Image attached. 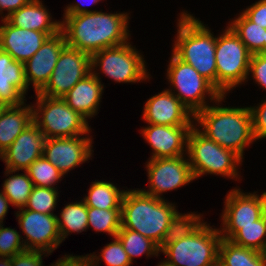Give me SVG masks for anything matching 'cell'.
<instances>
[{"instance_id":"1","label":"cell","mask_w":266,"mask_h":266,"mask_svg":"<svg viewBox=\"0 0 266 266\" xmlns=\"http://www.w3.org/2000/svg\"><path fill=\"white\" fill-rule=\"evenodd\" d=\"M129 14L104 13L92 10L79 15H67L61 21L66 44L90 56L105 48L123 45L130 38Z\"/></svg>"},{"instance_id":"2","label":"cell","mask_w":266,"mask_h":266,"mask_svg":"<svg viewBox=\"0 0 266 266\" xmlns=\"http://www.w3.org/2000/svg\"><path fill=\"white\" fill-rule=\"evenodd\" d=\"M224 97L226 95L215 101L218 106L209 105L197 112L194 115V126H198V130L207 138L234 151L243 159L245 147L256 141L250 108L223 107L219 103L225 100Z\"/></svg>"},{"instance_id":"3","label":"cell","mask_w":266,"mask_h":266,"mask_svg":"<svg viewBox=\"0 0 266 266\" xmlns=\"http://www.w3.org/2000/svg\"><path fill=\"white\" fill-rule=\"evenodd\" d=\"M177 212L176 205L164 198L128 189L121 203V227L140 233L159 246Z\"/></svg>"},{"instance_id":"4","label":"cell","mask_w":266,"mask_h":266,"mask_svg":"<svg viewBox=\"0 0 266 266\" xmlns=\"http://www.w3.org/2000/svg\"><path fill=\"white\" fill-rule=\"evenodd\" d=\"M177 27L172 53L217 88L216 36L187 11L181 13Z\"/></svg>"},{"instance_id":"5","label":"cell","mask_w":266,"mask_h":266,"mask_svg":"<svg viewBox=\"0 0 266 266\" xmlns=\"http://www.w3.org/2000/svg\"><path fill=\"white\" fill-rule=\"evenodd\" d=\"M186 148V156L195 179L204 174L240 179L238 166L242 164V158L207 138L194 125L189 132Z\"/></svg>"},{"instance_id":"6","label":"cell","mask_w":266,"mask_h":266,"mask_svg":"<svg viewBox=\"0 0 266 266\" xmlns=\"http://www.w3.org/2000/svg\"><path fill=\"white\" fill-rule=\"evenodd\" d=\"M220 229L204 222L188 237L165 246V261L172 266H218Z\"/></svg>"},{"instance_id":"7","label":"cell","mask_w":266,"mask_h":266,"mask_svg":"<svg viewBox=\"0 0 266 266\" xmlns=\"http://www.w3.org/2000/svg\"><path fill=\"white\" fill-rule=\"evenodd\" d=\"M36 96L35 106L32 105L33 122L46 139L89 135L91 128L87 119L74 111L62 98L46 97L39 92Z\"/></svg>"},{"instance_id":"8","label":"cell","mask_w":266,"mask_h":266,"mask_svg":"<svg viewBox=\"0 0 266 266\" xmlns=\"http://www.w3.org/2000/svg\"><path fill=\"white\" fill-rule=\"evenodd\" d=\"M251 55L229 26L216 38L217 89L222 95L248 81Z\"/></svg>"},{"instance_id":"9","label":"cell","mask_w":266,"mask_h":266,"mask_svg":"<svg viewBox=\"0 0 266 266\" xmlns=\"http://www.w3.org/2000/svg\"><path fill=\"white\" fill-rule=\"evenodd\" d=\"M166 76L170 86L175 89L172 93L194 115L209 106L208 101H206L207 95L212 102L223 96L210 81L201 76L191 65L177 58L173 53Z\"/></svg>"},{"instance_id":"10","label":"cell","mask_w":266,"mask_h":266,"mask_svg":"<svg viewBox=\"0 0 266 266\" xmlns=\"http://www.w3.org/2000/svg\"><path fill=\"white\" fill-rule=\"evenodd\" d=\"M91 70L101 69L103 74L118 83H136L149 78L146 62L137 49L127 43L105 48L91 56Z\"/></svg>"},{"instance_id":"11","label":"cell","mask_w":266,"mask_h":266,"mask_svg":"<svg viewBox=\"0 0 266 266\" xmlns=\"http://www.w3.org/2000/svg\"><path fill=\"white\" fill-rule=\"evenodd\" d=\"M90 73V55L66 45L58 57L49 82L39 93L46 97L62 98Z\"/></svg>"},{"instance_id":"12","label":"cell","mask_w":266,"mask_h":266,"mask_svg":"<svg viewBox=\"0 0 266 266\" xmlns=\"http://www.w3.org/2000/svg\"><path fill=\"white\" fill-rule=\"evenodd\" d=\"M185 155L149 159L146 164L149 189H141L147 195L163 199L162 193L176 190L195 180Z\"/></svg>"},{"instance_id":"13","label":"cell","mask_w":266,"mask_h":266,"mask_svg":"<svg viewBox=\"0 0 266 266\" xmlns=\"http://www.w3.org/2000/svg\"><path fill=\"white\" fill-rule=\"evenodd\" d=\"M16 219L26 240V250H38L51 254L62 243L57 215L34 212L25 208L18 209Z\"/></svg>"},{"instance_id":"14","label":"cell","mask_w":266,"mask_h":266,"mask_svg":"<svg viewBox=\"0 0 266 266\" xmlns=\"http://www.w3.org/2000/svg\"><path fill=\"white\" fill-rule=\"evenodd\" d=\"M81 136L48 138L45 141L43 156L63 175L92 157L93 139Z\"/></svg>"},{"instance_id":"15","label":"cell","mask_w":266,"mask_h":266,"mask_svg":"<svg viewBox=\"0 0 266 266\" xmlns=\"http://www.w3.org/2000/svg\"><path fill=\"white\" fill-rule=\"evenodd\" d=\"M171 89L150 97L143 108V120L148 124L193 126L194 114L172 93Z\"/></svg>"},{"instance_id":"16","label":"cell","mask_w":266,"mask_h":266,"mask_svg":"<svg viewBox=\"0 0 266 266\" xmlns=\"http://www.w3.org/2000/svg\"><path fill=\"white\" fill-rule=\"evenodd\" d=\"M62 32L49 37L41 48L24 63V72L28 87L32 83L34 92H40L49 82L58 57L66 46Z\"/></svg>"},{"instance_id":"17","label":"cell","mask_w":266,"mask_h":266,"mask_svg":"<svg viewBox=\"0 0 266 266\" xmlns=\"http://www.w3.org/2000/svg\"><path fill=\"white\" fill-rule=\"evenodd\" d=\"M222 211L221 225H248L254 224L266 213V192L262 195L244 193L234 188L227 194Z\"/></svg>"},{"instance_id":"18","label":"cell","mask_w":266,"mask_h":266,"mask_svg":"<svg viewBox=\"0 0 266 266\" xmlns=\"http://www.w3.org/2000/svg\"><path fill=\"white\" fill-rule=\"evenodd\" d=\"M192 127L148 124L142 128L141 134L153 150L150 159L186 155L187 148L184 147H187Z\"/></svg>"},{"instance_id":"19","label":"cell","mask_w":266,"mask_h":266,"mask_svg":"<svg viewBox=\"0 0 266 266\" xmlns=\"http://www.w3.org/2000/svg\"><path fill=\"white\" fill-rule=\"evenodd\" d=\"M0 25V50L9 53L14 60L25 63L51 36L58 33H44L14 27L6 19Z\"/></svg>"},{"instance_id":"20","label":"cell","mask_w":266,"mask_h":266,"mask_svg":"<svg viewBox=\"0 0 266 266\" xmlns=\"http://www.w3.org/2000/svg\"><path fill=\"white\" fill-rule=\"evenodd\" d=\"M46 137L33 122L1 154L6 169L26 171L30 164L43 155Z\"/></svg>"},{"instance_id":"21","label":"cell","mask_w":266,"mask_h":266,"mask_svg":"<svg viewBox=\"0 0 266 266\" xmlns=\"http://www.w3.org/2000/svg\"><path fill=\"white\" fill-rule=\"evenodd\" d=\"M100 73L91 70L85 78L77 82L62 99L76 112L87 120L94 117L102 99L104 85Z\"/></svg>"},{"instance_id":"22","label":"cell","mask_w":266,"mask_h":266,"mask_svg":"<svg viewBox=\"0 0 266 266\" xmlns=\"http://www.w3.org/2000/svg\"><path fill=\"white\" fill-rule=\"evenodd\" d=\"M24 63L0 50V102L9 105H20L25 101L28 92Z\"/></svg>"},{"instance_id":"23","label":"cell","mask_w":266,"mask_h":266,"mask_svg":"<svg viewBox=\"0 0 266 266\" xmlns=\"http://www.w3.org/2000/svg\"><path fill=\"white\" fill-rule=\"evenodd\" d=\"M50 12L40 0H31L27 5L14 11L6 20L14 27L44 33L61 32V21H52Z\"/></svg>"},{"instance_id":"24","label":"cell","mask_w":266,"mask_h":266,"mask_svg":"<svg viewBox=\"0 0 266 266\" xmlns=\"http://www.w3.org/2000/svg\"><path fill=\"white\" fill-rule=\"evenodd\" d=\"M25 105V106H24ZM25 102L6 106L0 115V153L2 154L33 123V107Z\"/></svg>"},{"instance_id":"25","label":"cell","mask_w":266,"mask_h":266,"mask_svg":"<svg viewBox=\"0 0 266 266\" xmlns=\"http://www.w3.org/2000/svg\"><path fill=\"white\" fill-rule=\"evenodd\" d=\"M222 238L232 243L266 253V213L254 224L222 225Z\"/></svg>"},{"instance_id":"26","label":"cell","mask_w":266,"mask_h":266,"mask_svg":"<svg viewBox=\"0 0 266 266\" xmlns=\"http://www.w3.org/2000/svg\"><path fill=\"white\" fill-rule=\"evenodd\" d=\"M218 266H266V253L236 245L222 238Z\"/></svg>"},{"instance_id":"27","label":"cell","mask_w":266,"mask_h":266,"mask_svg":"<svg viewBox=\"0 0 266 266\" xmlns=\"http://www.w3.org/2000/svg\"><path fill=\"white\" fill-rule=\"evenodd\" d=\"M88 195L82 200L87 207L97 209H121V203L126 190H120L112 182H92Z\"/></svg>"},{"instance_id":"28","label":"cell","mask_w":266,"mask_h":266,"mask_svg":"<svg viewBox=\"0 0 266 266\" xmlns=\"http://www.w3.org/2000/svg\"><path fill=\"white\" fill-rule=\"evenodd\" d=\"M228 26L245 44L251 54L264 53L266 29L250 21L242 12Z\"/></svg>"},{"instance_id":"29","label":"cell","mask_w":266,"mask_h":266,"mask_svg":"<svg viewBox=\"0 0 266 266\" xmlns=\"http://www.w3.org/2000/svg\"><path fill=\"white\" fill-rule=\"evenodd\" d=\"M58 229L63 242L70 233H82L88 229L87 206L83 200L68 203L57 216Z\"/></svg>"},{"instance_id":"30","label":"cell","mask_w":266,"mask_h":266,"mask_svg":"<svg viewBox=\"0 0 266 266\" xmlns=\"http://www.w3.org/2000/svg\"><path fill=\"white\" fill-rule=\"evenodd\" d=\"M15 172L17 171L6 169L5 176L12 175L5 179L4 184H2V192L9 199L12 206L20 209L26 206L34 185L27 171L16 175Z\"/></svg>"},{"instance_id":"31","label":"cell","mask_w":266,"mask_h":266,"mask_svg":"<svg viewBox=\"0 0 266 266\" xmlns=\"http://www.w3.org/2000/svg\"><path fill=\"white\" fill-rule=\"evenodd\" d=\"M201 220V214H196L194 212L182 214L177 212L171 219L165 236L158 246L159 251L170 243L191 235L204 223V221L202 220L201 222Z\"/></svg>"},{"instance_id":"32","label":"cell","mask_w":266,"mask_h":266,"mask_svg":"<svg viewBox=\"0 0 266 266\" xmlns=\"http://www.w3.org/2000/svg\"><path fill=\"white\" fill-rule=\"evenodd\" d=\"M116 236L120 239L131 263H133L134 257L144 254L147 257L158 256L160 253L158 245L140 233L121 227Z\"/></svg>"},{"instance_id":"33","label":"cell","mask_w":266,"mask_h":266,"mask_svg":"<svg viewBox=\"0 0 266 266\" xmlns=\"http://www.w3.org/2000/svg\"><path fill=\"white\" fill-rule=\"evenodd\" d=\"M88 228L115 237L121 228V209L87 207Z\"/></svg>"},{"instance_id":"34","label":"cell","mask_w":266,"mask_h":266,"mask_svg":"<svg viewBox=\"0 0 266 266\" xmlns=\"http://www.w3.org/2000/svg\"><path fill=\"white\" fill-rule=\"evenodd\" d=\"M114 241L110 242L101 249L97 256L95 253L84 255L90 266H99L100 261L105 262L107 266H131V260L123 248L120 239L115 236Z\"/></svg>"},{"instance_id":"35","label":"cell","mask_w":266,"mask_h":266,"mask_svg":"<svg viewBox=\"0 0 266 266\" xmlns=\"http://www.w3.org/2000/svg\"><path fill=\"white\" fill-rule=\"evenodd\" d=\"M34 186L55 188V183L64 176L43 155L32 162L26 170Z\"/></svg>"},{"instance_id":"36","label":"cell","mask_w":266,"mask_h":266,"mask_svg":"<svg viewBox=\"0 0 266 266\" xmlns=\"http://www.w3.org/2000/svg\"><path fill=\"white\" fill-rule=\"evenodd\" d=\"M57 188L34 186L25 209L44 214H54L59 191Z\"/></svg>"},{"instance_id":"37","label":"cell","mask_w":266,"mask_h":266,"mask_svg":"<svg viewBox=\"0 0 266 266\" xmlns=\"http://www.w3.org/2000/svg\"><path fill=\"white\" fill-rule=\"evenodd\" d=\"M22 239V240H21ZM22 236L17 230L0 226V257L12 258L14 255L25 251Z\"/></svg>"},{"instance_id":"38","label":"cell","mask_w":266,"mask_h":266,"mask_svg":"<svg viewBox=\"0 0 266 266\" xmlns=\"http://www.w3.org/2000/svg\"><path fill=\"white\" fill-rule=\"evenodd\" d=\"M252 129L255 140L266 138V99L259 105L250 106Z\"/></svg>"},{"instance_id":"39","label":"cell","mask_w":266,"mask_h":266,"mask_svg":"<svg viewBox=\"0 0 266 266\" xmlns=\"http://www.w3.org/2000/svg\"><path fill=\"white\" fill-rule=\"evenodd\" d=\"M248 74H252L255 82L263 89H266V53L251 55Z\"/></svg>"},{"instance_id":"40","label":"cell","mask_w":266,"mask_h":266,"mask_svg":"<svg viewBox=\"0 0 266 266\" xmlns=\"http://www.w3.org/2000/svg\"><path fill=\"white\" fill-rule=\"evenodd\" d=\"M51 255L44 251L25 250L12 257V266H44L43 255Z\"/></svg>"},{"instance_id":"41","label":"cell","mask_w":266,"mask_h":266,"mask_svg":"<svg viewBox=\"0 0 266 266\" xmlns=\"http://www.w3.org/2000/svg\"><path fill=\"white\" fill-rule=\"evenodd\" d=\"M242 13L252 22L266 29V0H259Z\"/></svg>"},{"instance_id":"42","label":"cell","mask_w":266,"mask_h":266,"mask_svg":"<svg viewBox=\"0 0 266 266\" xmlns=\"http://www.w3.org/2000/svg\"><path fill=\"white\" fill-rule=\"evenodd\" d=\"M31 0H0V15L3 11H7V15H3L2 19L8 18L14 11L27 5Z\"/></svg>"},{"instance_id":"43","label":"cell","mask_w":266,"mask_h":266,"mask_svg":"<svg viewBox=\"0 0 266 266\" xmlns=\"http://www.w3.org/2000/svg\"><path fill=\"white\" fill-rule=\"evenodd\" d=\"M51 266H90L85 256L66 255L58 259Z\"/></svg>"},{"instance_id":"44","label":"cell","mask_w":266,"mask_h":266,"mask_svg":"<svg viewBox=\"0 0 266 266\" xmlns=\"http://www.w3.org/2000/svg\"><path fill=\"white\" fill-rule=\"evenodd\" d=\"M89 1V0H88ZM91 1V3H90V5H92V4H98V2L99 1H101V0H90ZM80 2V4L81 3H83L84 5H85V2L83 1V0H80L79 1ZM79 2H77V3H73V4H69L64 10V14H63V17H65V16H67V15H79V14H84V13H89V12H91V10H88L87 8H85V7H83L82 5L83 4H79ZM89 3V2H88ZM88 5V4H87Z\"/></svg>"},{"instance_id":"45","label":"cell","mask_w":266,"mask_h":266,"mask_svg":"<svg viewBox=\"0 0 266 266\" xmlns=\"http://www.w3.org/2000/svg\"><path fill=\"white\" fill-rule=\"evenodd\" d=\"M10 201L9 199L0 191V222L3 224V220L8 212Z\"/></svg>"},{"instance_id":"46","label":"cell","mask_w":266,"mask_h":266,"mask_svg":"<svg viewBox=\"0 0 266 266\" xmlns=\"http://www.w3.org/2000/svg\"><path fill=\"white\" fill-rule=\"evenodd\" d=\"M0 266H12V258L0 257Z\"/></svg>"},{"instance_id":"47","label":"cell","mask_w":266,"mask_h":266,"mask_svg":"<svg viewBox=\"0 0 266 266\" xmlns=\"http://www.w3.org/2000/svg\"><path fill=\"white\" fill-rule=\"evenodd\" d=\"M157 266H172L169 263H167L165 260L161 261Z\"/></svg>"},{"instance_id":"48","label":"cell","mask_w":266,"mask_h":266,"mask_svg":"<svg viewBox=\"0 0 266 266\" xmlns=\"http://www.w3.org/2000/svg\"><path fill=\"white\" fill-rule=\"evenodd\" d=\"M6 106H7L6 104L0 102V115L2 114V112H3V110L5 109Z\"/></svg>"},{"instance_id":"49","label":"cell","mask_w":266,"mask_h":266,"mask_svg":"<svg viewBox=\"0 0 266 266\" xmlns=\"http://www.w3.org/2000/svg\"><path fill=\"white\" fill-rule=\"evenodd\" d=\"M264 53H266V40H264Z\"/></svg>"}]
</instances>
